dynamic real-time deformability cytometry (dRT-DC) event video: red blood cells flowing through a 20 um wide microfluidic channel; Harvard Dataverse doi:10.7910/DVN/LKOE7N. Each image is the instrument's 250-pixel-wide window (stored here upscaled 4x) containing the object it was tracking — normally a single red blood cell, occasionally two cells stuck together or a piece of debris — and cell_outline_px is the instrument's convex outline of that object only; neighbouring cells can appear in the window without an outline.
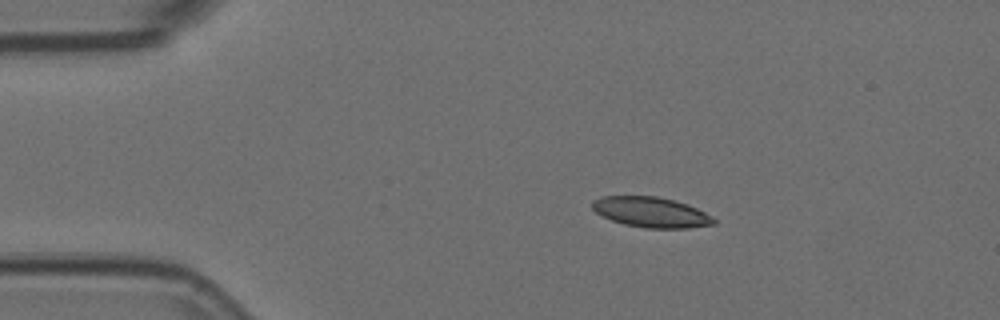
{"species": "Egyptian fruit bat (a non-hibernating species)", "species_latin": "Rousettus aegyptiacus", "temperature_condition": "room temperature", "stored_images_in_passage": 45, "camera_frame_rate_fps": 3000, "um_per_image_px": 0.085, "animal": {"sex": "female"}, "frame": {"image": 1, "passage_image": 1, "time_ms": 0.0, "image_size_px": [1000, 320], "cell_outline_px": [[716, 224], [688, 228], [644, 228], [624, 224], [612, 220], [596, 212], [592, 208], [592, 200], [604, 196], [656, 196], [672, 200], [696, 208], [712, 216], [716, 220]], "centroid_in_image_um": [55.34, 18.04], "position_along_channel_um": 29.7, "area_um2": 21.27}}
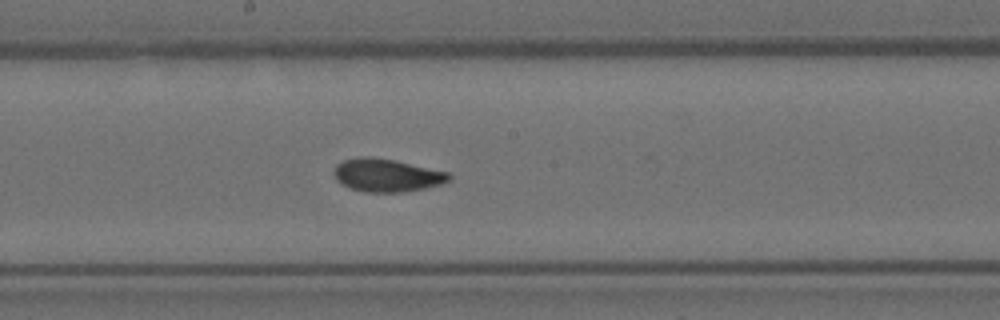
{"frame": {"image": 2, "passage_image": 20, "time_ms": 6.333, "image_size_px": [1000, 320], "cell_outline_px": [[452, 176], [448, 180], [440, 184], [424, 188], [400, 192], [364, 192], [340, 184], [336, 180], [332, 172], [336, 164], [344, 160], [360, 156], [372, 156], [392, 160], [448, 172]], "centroid_in_image_um": [32.8, 14.89], "position_along_channel_um": 215.4, "area_um2": 21.96}}
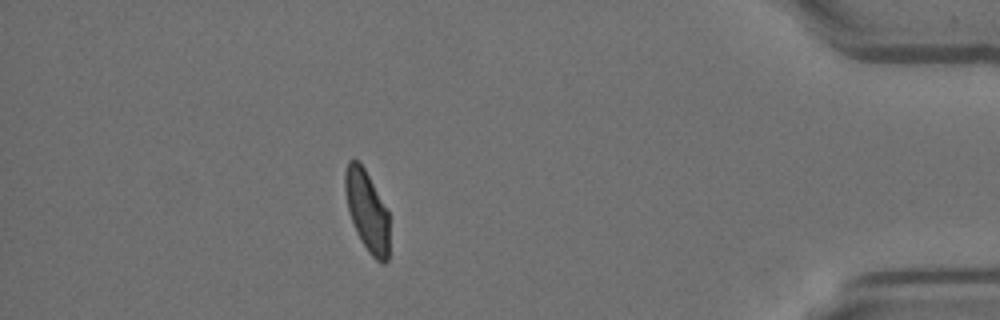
{"frame": {"image": 3, "passage_image": 39, "time_ms": 12.667, "image_size_px": [1000, 320], "cell_outline_px": [[388, 260], [384, 264], [380, 264], [368, 252], [360, 240], [356, 232], [348, 208], [344, 188], [344, 172], [348, 160], [356, 160], [364, 168], [388, 212]], "centroid_in_image_um": [31.18, 17.96], "position_along_channel_um": 404.0, "area_um2": 20.58}, "authors_computed_cell_mechanics": {"area_um2": 21.9062, "velocity_mm_per_s": 3.7439, "shape_relaxation_time_tau1_ms": 4.7349, "shape_relaxation_time_tau2_ms": 1.4868, "deformation_change_tau1": 0.1404, "deformation_change_tau2": 0.0527}}